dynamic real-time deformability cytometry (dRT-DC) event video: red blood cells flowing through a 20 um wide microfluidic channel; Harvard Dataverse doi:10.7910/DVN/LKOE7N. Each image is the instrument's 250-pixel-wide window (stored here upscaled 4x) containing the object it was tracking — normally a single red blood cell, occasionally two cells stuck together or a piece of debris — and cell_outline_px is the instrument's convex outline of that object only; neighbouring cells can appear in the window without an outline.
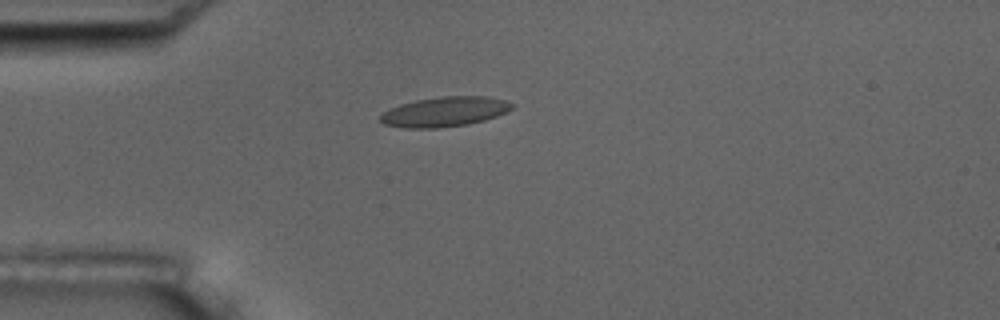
{"species": "common noctule bat (a hibernating species)", "species_latin": "Nyctalus noctula", "temperature_condition": "room temperature", "stored_images_in_passage": 1, "camera_frame_rate_fps": 3000, "um_per_image_px": 0.085, "animal": {"sex": "male", "body_mass_g": 17.5, "forearm_length_mm": 52.3}, "frame": {"image": 1, "passage_image": 1, "time_ms": 0.0, "image_size_px": [1000, 320], "cell_outline_px": [[512, 108], [496, 116], [484, 120], [468, 124], [440, 128], [404, 128], [384, 124], [380, 120], [380, 116], [388, 108], [400, 104], [416, 100], [440, 96], [488, 96], [504, 100], [512, 104]], "centroid_in_image_um": [37.75, 9.5], "position_along_channel_um": 47.2, "area_um2": 22.83}}